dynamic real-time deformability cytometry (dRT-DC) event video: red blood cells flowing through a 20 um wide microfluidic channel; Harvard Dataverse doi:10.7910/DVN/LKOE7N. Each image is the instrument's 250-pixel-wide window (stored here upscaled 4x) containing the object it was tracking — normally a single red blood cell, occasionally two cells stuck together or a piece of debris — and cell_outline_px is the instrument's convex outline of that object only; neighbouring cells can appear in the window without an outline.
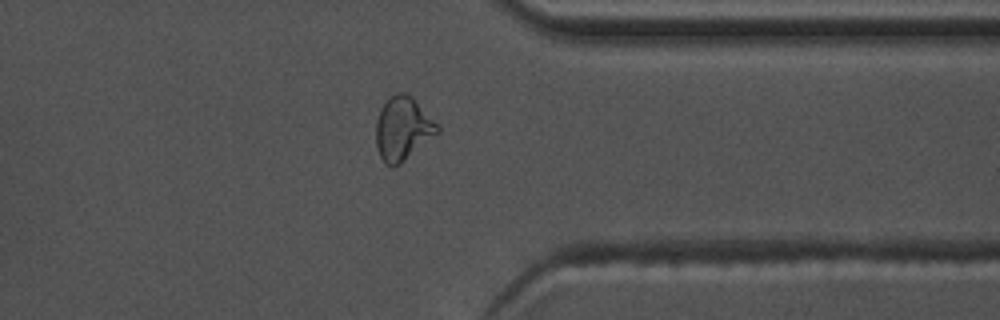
{"species": "common noctule bat (a hibernating species)", "species_latin": "Nyctalus noctula", "temperature_condition": "warm", "stored_images_in_passage": 50, "camera_frame_rate_fps": 3000, "um_per_image_px": 0.085, "animal": {"sex": "male", "body_mass_g": 17.5, "forearm_length_mm": 52.3}, "frame": {"image": 1, "passage_image": 43, "time_ms": 14.0, "image_size_px": [1000, 320], "cell_outline_px": [[440, 132], [400, 164], [392, 168], [384, 164], [380, 156], [376, 144], [376, 120], [380, 108], [396, 92], [404, 92], [412, 96], [440, 128]], "centroid_in_image_um": [34.22, 10.96], "position_along_channel_um": 377.2, "area_um2": 22.66}, "authors_computed_cell_mechanics": {"area_um2": 20.1433, "velocity_mm_per_s": 3.7816, "shape_relaxation_time_tau1_ms": 4.8456, "shape_relaxation_time_tau2_ms": 1.4523, "deformation_change_tau1": 0.164, "deformation_change_tau2": 0.0717}}